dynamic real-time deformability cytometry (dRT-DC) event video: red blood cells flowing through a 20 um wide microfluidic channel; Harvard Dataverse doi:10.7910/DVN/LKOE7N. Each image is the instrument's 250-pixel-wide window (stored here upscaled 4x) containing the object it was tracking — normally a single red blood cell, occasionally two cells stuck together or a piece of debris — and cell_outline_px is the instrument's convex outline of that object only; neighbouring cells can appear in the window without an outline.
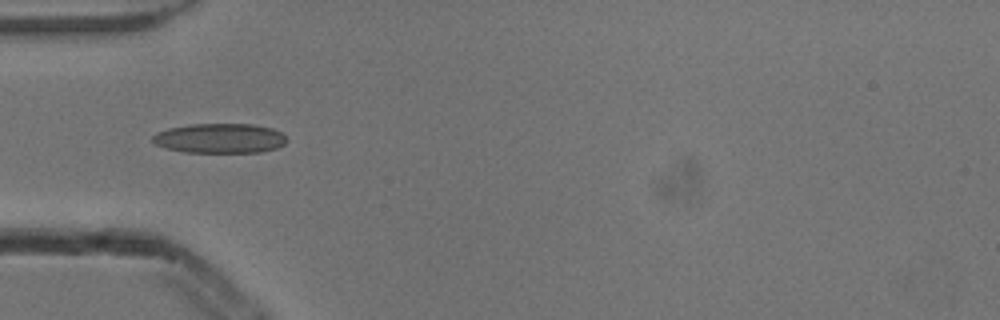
{"species": "common noctule bat (a hibernating species)", "species_latin": "Nyctalus noctula", "temperature_condition": "cold", "stored_images_in_passage": 3, "camera_frame_rate_fps": 3000, "um_per_image_px": 0.085, "animal": {"sex": "male", "body_mass_g": 13.3}, "frame": {"image": 1, "passage_image": 1, "time_ms": 0.0, "image_size_px": [1000, 320], "cell_outline_px": [[288, 140], [284, 144], [276, 148], [260, 152], [184, 152], [168, 148], [156, 144], [152, 140], [152, 136], [156, 132], [168, 128], [192, 124], [252, 124], [272, 128], [280, 132]], "centroid_in_image_um": [18.69, 11.75], "position_along_channel_um": 66.3, "area_um2": 23.12}}
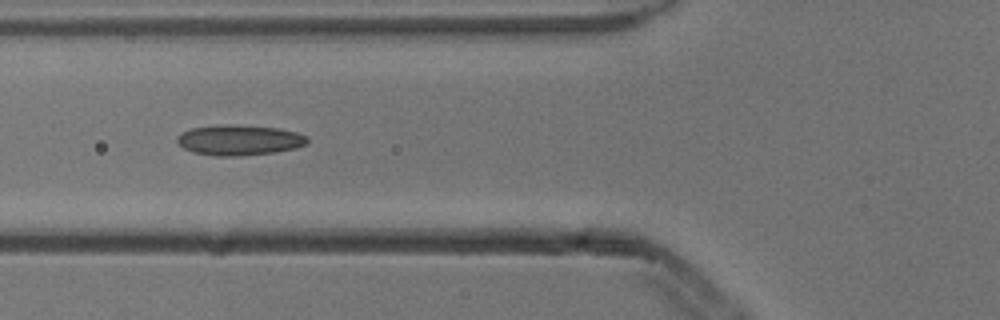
{"frame": {"image": 2, "passage_image": 2, "time_ms": 0.333, "image_size_px": [1000, 320], "cell_outline_px": [[308, 144], [296, 148], [276, 152], [236, 156], [216, 156], [192, 152], [184, 148], [176, 140], [176, 136], [192, 128], [224, 124], [228, 124], [276, 128], [296, 132], [308, 136]], "centroid_in_image_um": [20.36, 11.91], "position_along_channel_um": 105.4, "area_um2": 23.0}}
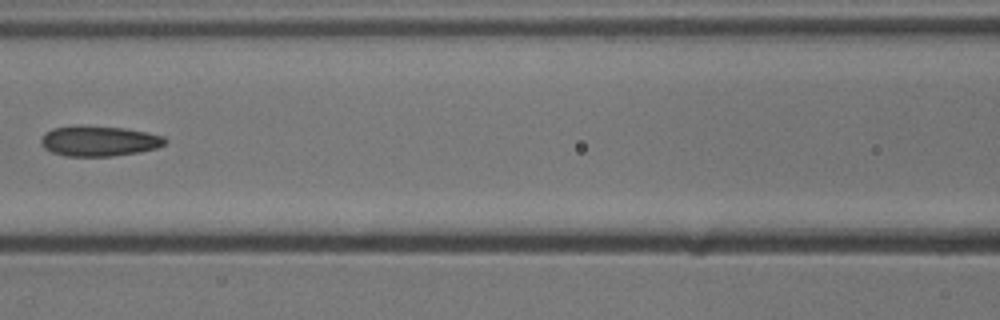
{"frame": {"image": 3, "passage_image": 3, "time_ms": 0.667, "image_size_px": [1000, 320], "cell_outline_px": [[168, 140], [164, 144], [156, 148], [140, 152], [112, 156], [64, 156], [52, 152], [44, 148], [40, 144], [40, 140], [44, 132], [52, 128], [80, 124], [124, 128], [164, 136]], "centroid_in_image_um": [8.37, 11.97], "position_along_channel_um": 158.2, "area_um2": 22.25}}